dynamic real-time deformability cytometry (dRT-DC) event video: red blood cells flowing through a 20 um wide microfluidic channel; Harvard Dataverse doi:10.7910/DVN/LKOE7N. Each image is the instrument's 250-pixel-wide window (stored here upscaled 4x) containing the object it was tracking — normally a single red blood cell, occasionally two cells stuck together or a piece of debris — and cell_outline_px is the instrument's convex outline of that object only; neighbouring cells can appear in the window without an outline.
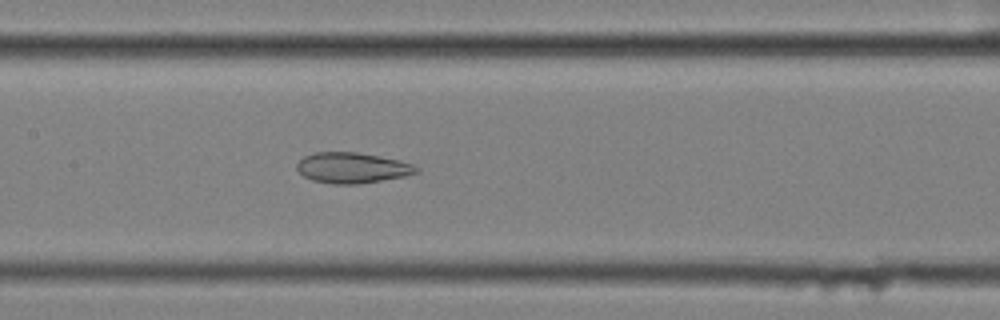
{"species": "common noctule bat (a hibernating species)", "species_latin": "Nyctalus noctula", "temperature_condition": "cold", "stored_images_in_passage": 57, "camera_frame_rate_fps": 3000, "um_per_image_px": 0.085, "animal": {"sex": "female", "body_mass_g": 25.1}, "frame": {"image": 1, "passage_image": 28, "time_ms": 9.0, "image_size_px": [1000, 320], "cell_outline_px": [[420, 172], [404, 176], [360, 184], [332, 184], [312, 180], [304, 176], [296, 168], [296, 164], [304, 156], [312, 152], [356, 152], [380, 156], [400, 160], [412, 164], [420, 168]], "centroid_in_image_um": [29.94, 14.26], "position_along_channel_um": 177.5, "area_um2": 21.44}}
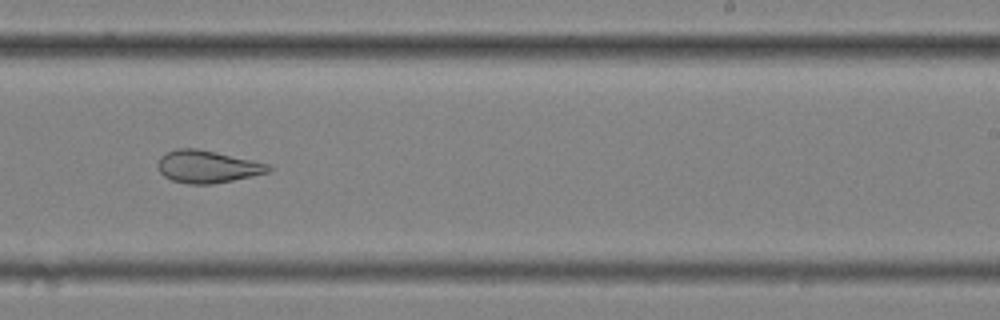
{"frame": {"image": 2, "passage_image": 36, "time_ms": 11.667, "image_size_px": [1000, 320], "cell_outline_px": [[272, 168], [268, 172], [252, 176], [212, 184], [188, 184], [172, 180], [164, 176], [160, 172], [156, 164], [160, 156], [176, 148], [196, 148], [216, 152], [252, 160], [268, 164]], "centroid_in_image_um": [17.58, 14.16], "position_along_channel_um": 271.4, "area_um2": 20.81}}
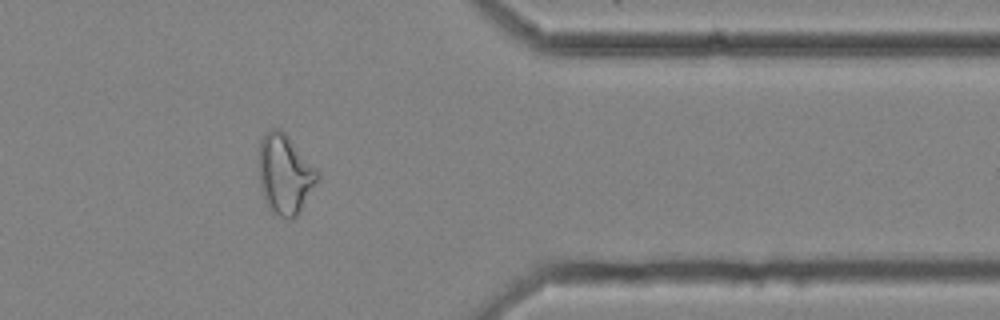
{"frame": {"image": 3, "passage_image": 47, "time_ms": 15.333, "image_size_px": [1000, 320], "cell_outline_px": [[320, 176], [316, 184], [300, 212], [292, 220], [288, 220], [272, 212], [268, 208], [264, 200], [260, 188], [260, 140], [272, 128], [280, 128], [288, 136], [320, 172]], "centroid_in_image_um": [24.24, 14.85], "position_along_channel_um": 387.2, "area_um2": 27.22}, "authors_computed_cell_mechanics": {"area_um2": 28.2064, "velocity_mm_per_s": 3.5276, "shape_relaxation_time_tau1_ms": null, "shape_relaxation_time_tau2_ms": 2.7193, "deformation_change_tau1": null, "deformation_change_tau2": 0.1018}}